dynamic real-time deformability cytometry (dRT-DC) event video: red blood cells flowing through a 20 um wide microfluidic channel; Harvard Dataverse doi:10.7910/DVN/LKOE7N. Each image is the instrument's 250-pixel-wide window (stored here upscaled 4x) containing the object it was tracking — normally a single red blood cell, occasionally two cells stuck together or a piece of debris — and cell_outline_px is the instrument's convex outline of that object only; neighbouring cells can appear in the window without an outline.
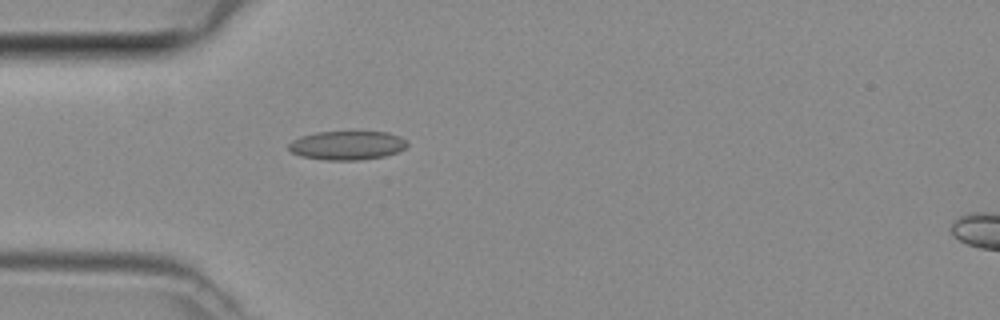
{"species": "common noctule bat (a hibernating species)", "species_latin": "Nyctalus noctula", "temperature_condition": "room temperature", "stored_images_in_passage": 34, "camera_frame_rate_fps": 3000, "um_per_image_px": 0.085, "animal": {"sex": "female", "body_mass_g": 29.2, "forearm_length_mm": 56.3}, "frame": {"image": 1, "passage_image": 3, "time_ms": 0.667, "image_size_px": [1000, 320], "cell_outline_px": [[408, 144], [404, 148], [396, 152], [384, 156], [356, 160], [328, 160], [300, 156], [292, 152], [288, 148], [288, 144], [292, 140], [300, 136], [316, 132], [388, 132], [400, 136], [408, 140]], "centroid_in_image_um": [29.5, 12.35], "position_along_channel_um": 55.5, "area_um2": 19.94}}
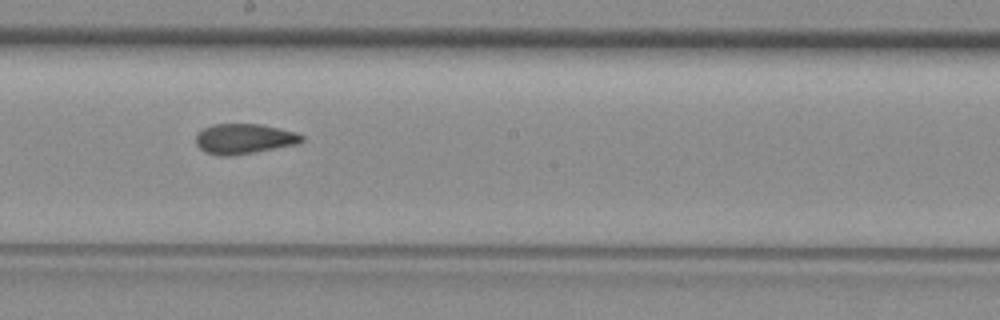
{"frame": {"image": 2, "passage_image": 15, "time_ms": 4.667, "image_size_px": [1000, 320], "cell_outline_px": [[304, 140], [300, 144], [228, 156], [220, 156], [204, 152], [196, 144], [196, 136], [204, 128], [212, 124], [260, 124], [296, 132], [304, 136]], "centroid_in_image_um": [20.77, 11.8], "position_along_channel_um": 227.4, "area_um2": 18.55}}
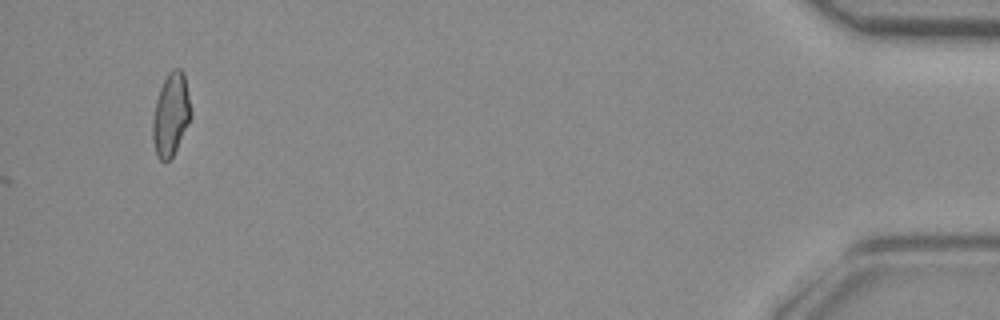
{"frame": {"image": 3, "passage_image": 34, "time_ms": 11.0, "image_size_px": [1000, 320], "cell_outline_px": [[192, 112], [188, 124], [172, 156], [164, 164], [156, 156], [152, 140], [152, 120], [156, 100], [160, 88], [168, 72], [172, 68], [180, 68], [184, 72]], "centroid_in_image_um": [14.51, 9.73], "position_along_channel_um": 420.7, "area_um2": 18.55}}